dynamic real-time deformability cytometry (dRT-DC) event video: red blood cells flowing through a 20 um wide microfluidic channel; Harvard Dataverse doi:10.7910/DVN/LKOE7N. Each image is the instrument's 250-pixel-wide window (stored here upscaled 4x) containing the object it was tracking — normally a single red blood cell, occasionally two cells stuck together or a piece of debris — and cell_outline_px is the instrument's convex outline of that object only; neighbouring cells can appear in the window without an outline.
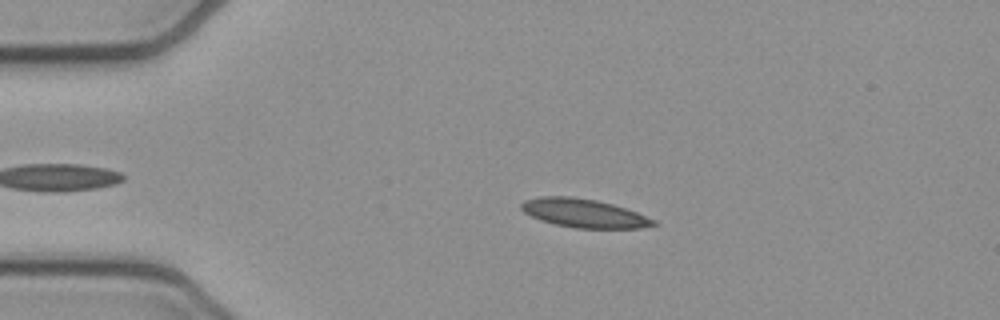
{"species": "common noctule bat (a hibernating species)", "species_latin": "Nyctalus noctula", "temperature_condition": "cold", "stored_images_in_passage": 45, "camera_frame_rate_fps": 3000, "um_per_image_px": 0.085, "animal": {"sex": "female", "body_mass_g": 21.9}, "frame": {"image": 1, "passage_image": 10, "time_ms": 3.0, "image_size_px": [1000, 320], "cell_outline_px": [[660, 224], [640, 228], [572, 228], [540, 220], [524, 212], [520, 208], [520, 204], [524, 200], [540, 196], [572, 196], [596, 200], [612, 204], [636, 212], [656, 220]], "centroid_in_image_um": [49.62, 18.12], "position_along_channel_um": 35.4, "area_um2": 22.08}}
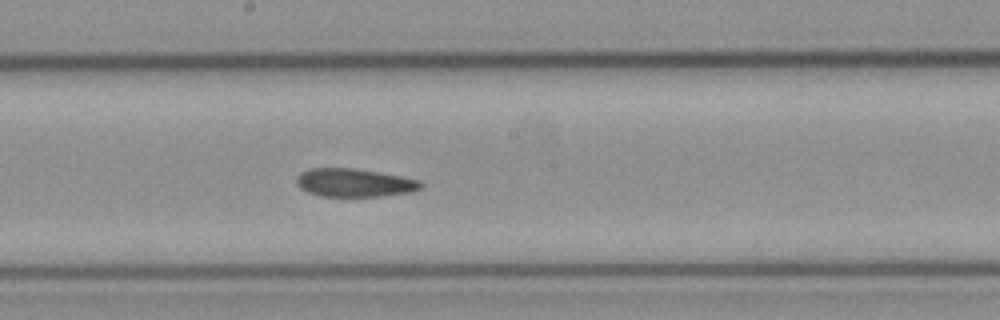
{"frame": {"image": 2, "passage_image": 27, "time_ms": 8.667, "image_size_px": [1000, 320], "cell_outline_px": [[424, 184], [420, 188], [412, 192], [380, 196], [320, 196], [308, 192], [300, 188], [296, 184], [296, 176], [300, 172], [308, 168], [352, 168], [400, 176], [420, 180]], "centroid_in_image_um": [30.08, 15.53], "position_along_channel_um": 218.1, "area_um2": 20.46}}
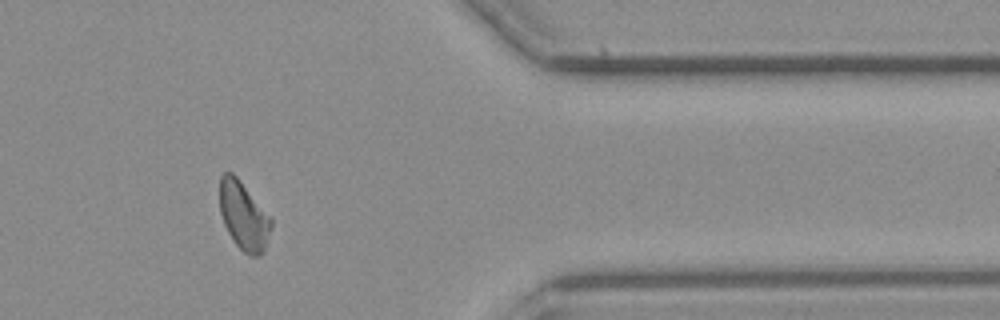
{"frame": {"image": 3, "passage_image": 42, "time_ms": 13.667, "image_size_px": [1000, 320], "cell_outline_px": [[272, 224], [264, 252], [260, 256], [248, 256], [232, 240], [224, 224], [220, 212], [220, 176], [224, 172], [232, 172], [236, 176], [272, 216]], "centroid_in_image_um": [20.73, 18.35], "position_along_channel_um": 390.7, "area_um2": 20.69}, "authors_computed_cell_mechanics": {"area_um2": 21.1548, "velocity_mm_per_s": 3.914, "shape_relaxation_time_tau1_ms": null, "shape_relaxation_time_tau2_ms": 11.2733, "deformation_change_tau1": null, "deformation_change_tau2": 0.1985}}